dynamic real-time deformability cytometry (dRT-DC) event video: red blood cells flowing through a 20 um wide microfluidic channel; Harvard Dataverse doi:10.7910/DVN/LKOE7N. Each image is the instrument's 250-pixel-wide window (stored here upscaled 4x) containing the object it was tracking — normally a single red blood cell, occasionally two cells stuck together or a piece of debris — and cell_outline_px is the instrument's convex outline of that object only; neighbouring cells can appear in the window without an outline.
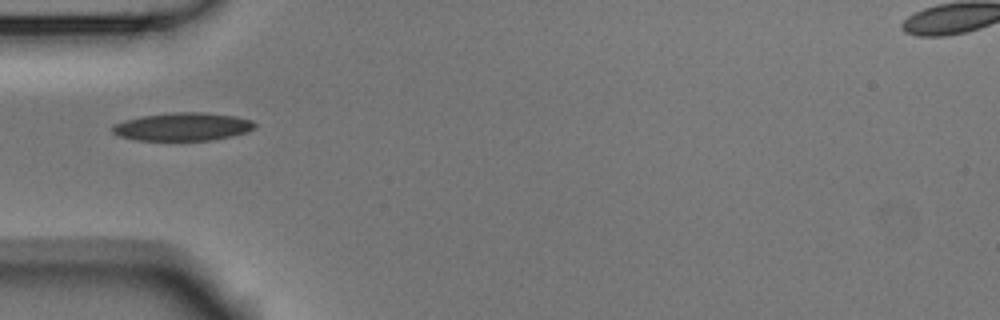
{"species": "Egyptian fruit bat (a non-hibernating species)", "species_latin": "Rousettus aegyptiacus", "temperature_condition": "room temperature", "stored_images_in_passage": 19, "camera_frame_rate_fps": 3000, "um_per_image_px": 0.085, "animal": {"sex": "male"}, "frame": {"image": 1, "passage_image": 1, "time_ms": 0.0, "image_size_px": [1000, 320], "cell_outline_px": [[256, 128], [248, 132], [232, 136], [212, 140], [136, 140], [120, 136], [112, 132], [112, 124], [124, 120], [140, 116], [168, 112], [200, 112], [236, 116], [252, 120], [256, 124]], "centroid_in_image_um": [15.54, 10.76], "position_along_channel_um": 69.5, "area_um2": 23.52}}
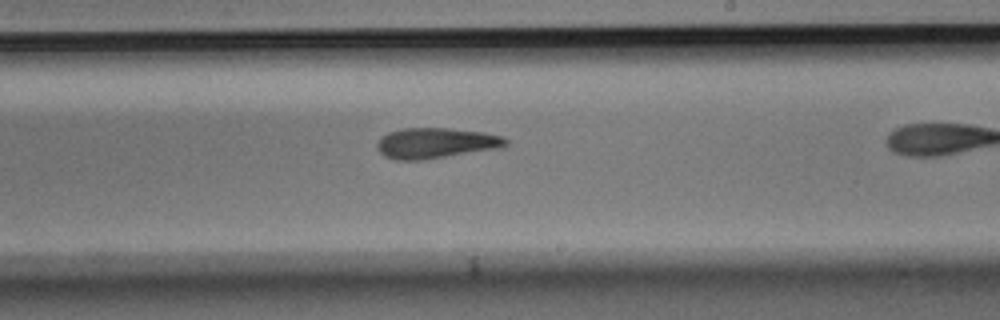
{"frame": {"image": 2, "passage_image": 9, "time_ms": 2.667, "image_size_px": [1000, 320], "cell_outline_px": [[508, 144], [496, 148], [420, 160], [396, 160], [384, 156], [376, 148], [376, 144], [388, 132], [404, 128], [448, 128], [484, 132], [504, 136], [508, 140]], "centroid_in_image_um": [37.02, 12.15], "position_along_channel_um": 252.0, "area_um2": 22.6}}
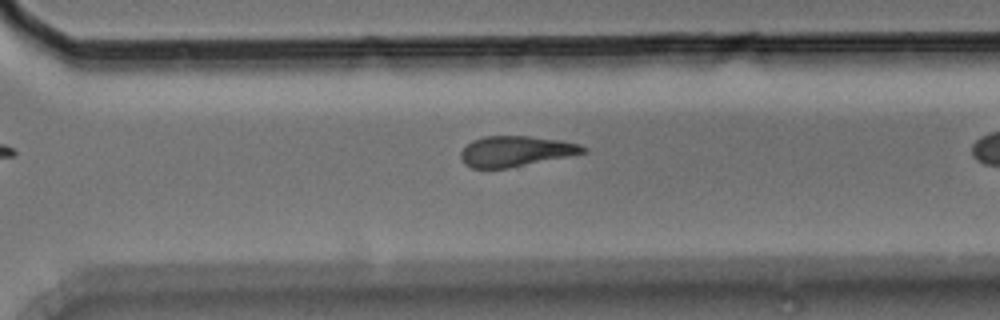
{"frame": {"image": 3, "passage_image": 15, "time_ms": 4.667, "image_size_px": [1000, 320], "cell_outline_px": [[588, 148], [584, 152], [568, 156], [508, 168], [472, 168], [464, 164], [460, 156], [460, 152], [472, 140], [484, 136], [528, 136], [560, 140], [580, 144]], "centroid_in_image_um": [43.81, 12.85], "position_along_channel_um": 326.8, "area_um2": 21.56}}